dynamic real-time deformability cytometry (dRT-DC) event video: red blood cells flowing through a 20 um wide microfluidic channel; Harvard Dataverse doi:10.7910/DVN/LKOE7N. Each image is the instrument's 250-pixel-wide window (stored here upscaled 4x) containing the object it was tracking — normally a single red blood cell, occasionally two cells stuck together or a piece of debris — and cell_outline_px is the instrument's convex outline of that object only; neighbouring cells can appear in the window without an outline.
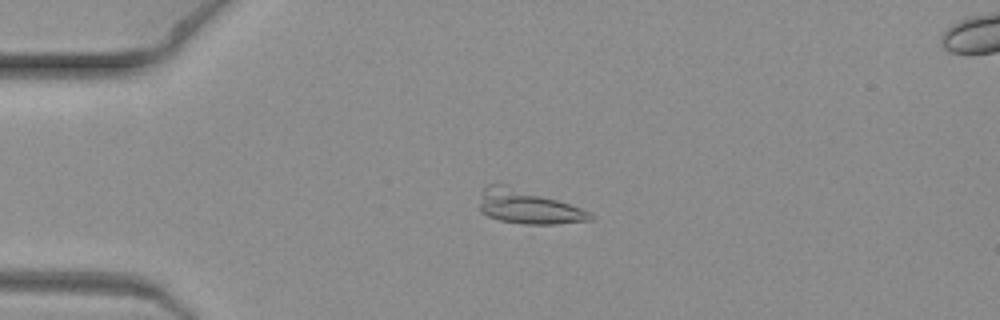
{"species": "common noctule bat (a hibernating species)", "species_latin": "Nyctalus noctula", "temperature_condition": "warm", "stored_images_in_passage": 7, "camera_frame_rate_fps": 3000, "um_per_image_px": 0.085, "animal": {"sex": "female", "body_mass_g": 19.3, "forearm_length_mm": 54.1}, "frame": {"image": 1, "passage_image": 4, "time_ms": 1.0, "image_size_px": [1000, 320], "cell_outline_px": [[596, 216], [592, 220], [556, 224], [524, 224], [500, 220], [488, 216], [480, 212], [480, 204], [484, 188], [488, 184], [504, 184], [556, 200], [580, 208]], "centroid_in_image_um": [44.87, 17.61], "position_along_channel_um": 40.1, "area_um2": 21.27}}
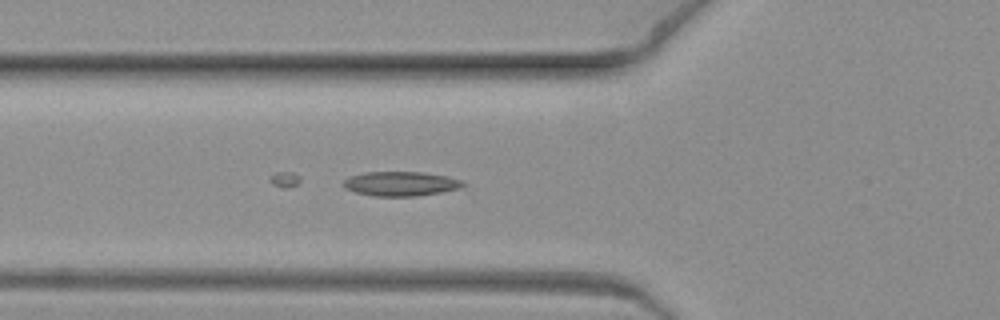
{"frame": {"image": 2, "passage_image": 7, "time_ms": 2.0, "image_size_px": [1000, 320], "cell_outline_px": [[464, 184], [460, 188], [440, 192], [416, 196], [372, 196], [356, 192], [344, 188], [344, 180], [348, 176], [364, 172], [420, 172], [448, 176], [464, 180]], "centroid_in_image_um": [34.05, 15.61], "position_along_channel_um": 91.7, "area_um2": 17.05}}